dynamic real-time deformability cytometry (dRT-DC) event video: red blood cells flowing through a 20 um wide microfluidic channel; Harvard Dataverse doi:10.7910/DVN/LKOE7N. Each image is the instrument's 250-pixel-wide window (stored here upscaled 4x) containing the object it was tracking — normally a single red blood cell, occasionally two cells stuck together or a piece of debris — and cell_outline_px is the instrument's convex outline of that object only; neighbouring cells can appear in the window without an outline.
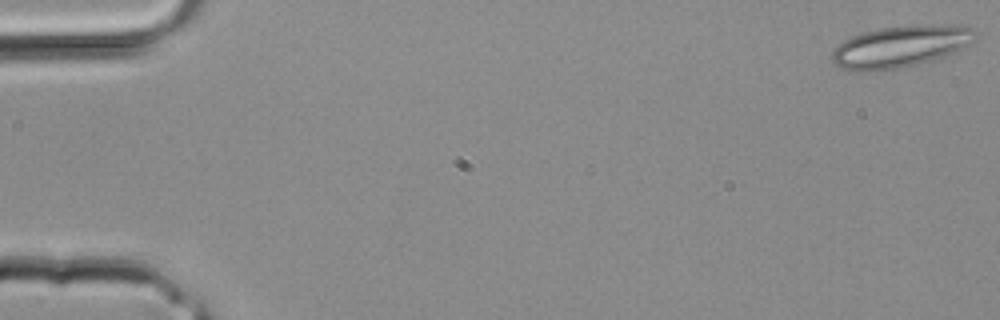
{"species": "common noctule bat (a hibernating species)", "species_latin": "Nyctalus noctula", "temperature_condition": "room temperature", "stored_images_in_passage": 34, "camera_frame_rate_fps": 3000, "um_per_image_px": 0.085, "animal": {"sex": "male", "body_mass_g": 20.4}, "frame": {"image": 1, "passage_image": 1, "time_ms": 0.0, "image_size_px": [1000, 320], "cell_outline_px": [[976, 32], [972, 40], [960, 52], [932, 60], [900, 68], [872, 72], [852, 72], [840, 68], [832, 60], [832, 48], [844, 40], [852, 36], [864, 32], [880, 28], [948, 24], [952, 24], [976, 28]], "centroid_in_image_um": [76.52, 3.98], "position_along_channel_um": 8.5, "area_um2": 35.08}}
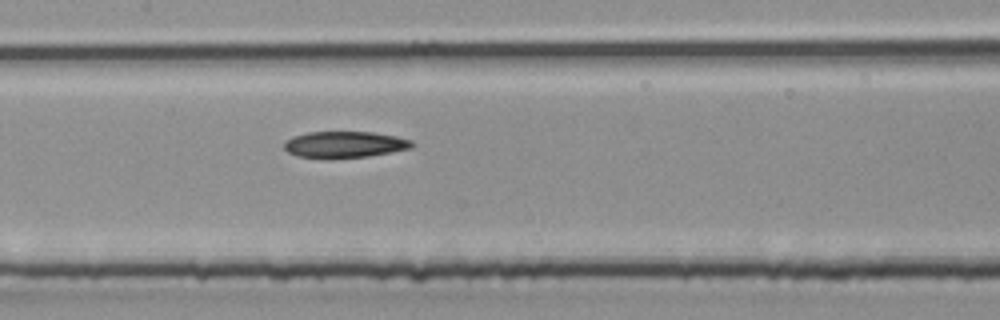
{"frame": {"image": 2, "passage_image": 17, "time_ms": 5.333, "image_size_px": [1000, 320], "cell_outline_px": [[416, 144], [412, 148], [392, 152], [368, 156], [332, 160], [324, 160], [296, 156], [288, 152], [284, 148], [284, 144], [292, 136], [308, 132], [372, 132], [396, 136], [412, 140]], "centroid_in_image_um": [29.29, 12.31], "position_along_channel_um": 178.1, "area_um2": 20.23}}
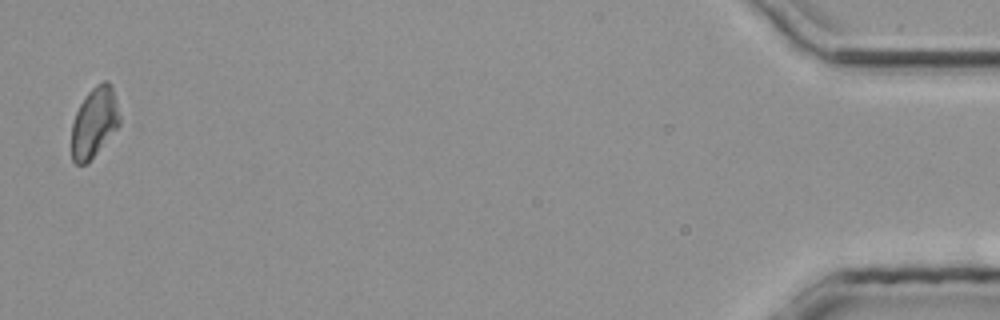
{"frame": {"image": 3, "passage_image": 34, "time_ms": 11.0, "image_size_px": [1000, 320], "cell_outline_px": [[120, 124], [88, 164], [76, 164], [72, 160], [72, 124], [76, 112], [84, 96], [96, 84], [104, 80], [108, 80], [112, 88], [120, 116]], "centroid_in_image_um": [8.01, 10.41], "position_along_channel_um": 427.2, "area_um2": 19.59}}